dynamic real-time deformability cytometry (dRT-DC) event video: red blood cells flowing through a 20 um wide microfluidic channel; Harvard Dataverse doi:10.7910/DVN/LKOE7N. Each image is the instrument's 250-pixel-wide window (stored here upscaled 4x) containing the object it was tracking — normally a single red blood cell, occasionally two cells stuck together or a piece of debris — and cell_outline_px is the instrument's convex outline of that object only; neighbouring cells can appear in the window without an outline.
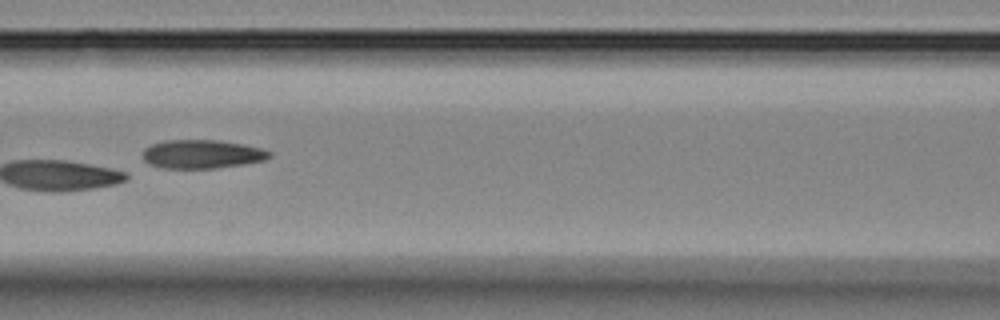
{"species": "Egyptian fruit bat (a non-hibernating species)", "species_latin": "Rousettus aegyptiacus", "temperature_condition": "room temperature", "stored_images_in_passage": 7, "camera_frame_rate_fps": 3000, "um_per_image_px": 0.085, "animal": {"sex": "female"}, "frame": {"image": 1, "passage_image": 6, "time_ms": 6.0, "image_size_px": [1000, 320], "cell_outline_px": [[272, 156], [264, 160], [244, 164], [216, 168], [160, 168], [148, 164], [144, 160], [144, 148], [152, 144], [164, 140], [216, 140], [244, 144], [260, 148], [272, 152]], "centroid_in_image_um": [17.16, 13.1], "position_along_channel_um": 149.4, "area_um2": 21.21}}